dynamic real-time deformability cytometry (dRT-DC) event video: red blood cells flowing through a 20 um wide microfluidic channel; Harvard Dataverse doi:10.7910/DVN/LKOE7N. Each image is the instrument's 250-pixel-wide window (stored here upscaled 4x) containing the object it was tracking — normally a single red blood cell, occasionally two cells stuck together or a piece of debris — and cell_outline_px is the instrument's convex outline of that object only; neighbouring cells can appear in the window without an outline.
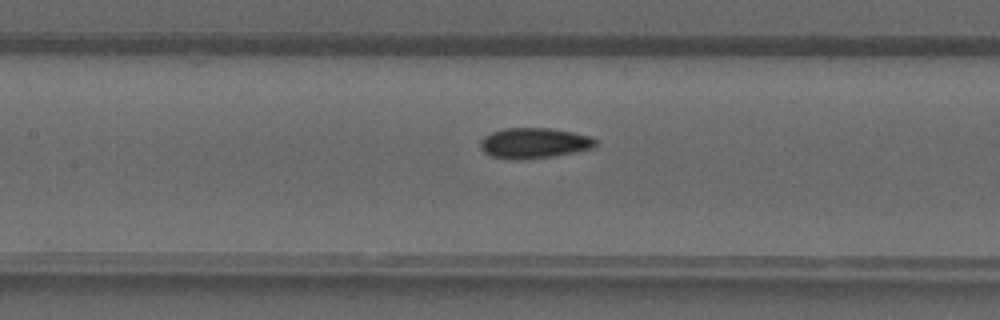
{"species": "common noctule bat (a hibernating species)", "species_latin": "Nyctalus noctula", "temperature_condition": "warm", "stored_images_in_passage": 28, "camera_frame_rate_fps": 3000, "um_per_image_px": 0.085, "animal": {"sex": "male", "forearm_length_mm": 52.5}, "frame": {"image": 1, "passage_image": 11, "time_ms": 3.333, "image_size_px": [1000, 320], "cell_outline_px": [[600, 144], [596, 148], [552, 156], [528, 160], [512, 160], [492, 156], [484, 152], [480, 148], [480, 140], [484, 136], [492, 132], [504, 128], [548, 128], [572, 132], [592, 136]], "centroid_in_image_um": [45.43, 12.17], "position_along_channel_um": 162.0, "area_um2": 20.81}}
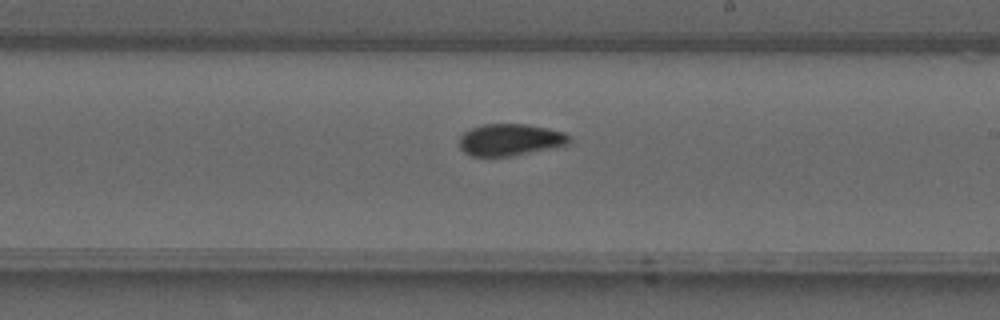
{"frame": {"image": 2, "passage_image": 16, "time_ms": 5.0, "image_size_px": [1000, 320], "cell_outline_px": [[572, 140], [568, 144], [552, 148], [512, 156], [472, 156], [464, 152], [460, 148], [460, 136], [464, 132], [472, 128], [484, 124], [528, 124], [548, 128], [564, 132], [572, 136]], "centroid_in_image_um": [43.4, 11.88], "position_along_channel_um": 245.6, "area_um2": 20.52}}
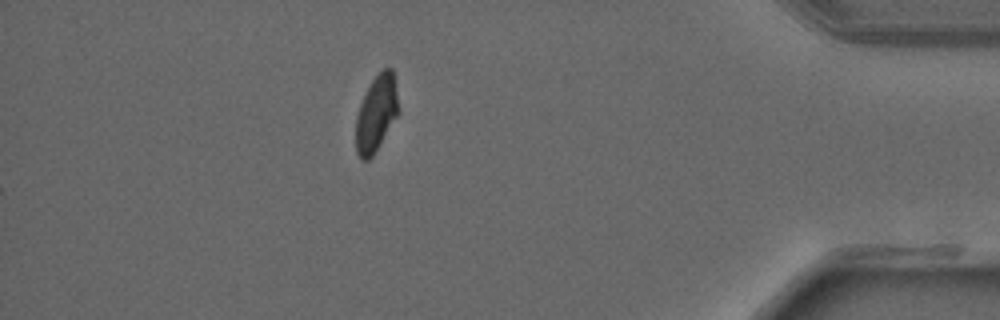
{"frame": {"image": 3, "passage_image": 28, "time_ms": 9.0, "image_size_px": [1000, 320], "cell_outline_px": [[400, 112], [372, 156], [368, 160], [360, 160], [356, 152], [356, 116], [360, 104], [372, 80], [384, 68], [392, 68]], "centroid_in_image_um": [31.98, 9.67], "position_along_channel_um": 403.2, "area_um2": 18.73}}